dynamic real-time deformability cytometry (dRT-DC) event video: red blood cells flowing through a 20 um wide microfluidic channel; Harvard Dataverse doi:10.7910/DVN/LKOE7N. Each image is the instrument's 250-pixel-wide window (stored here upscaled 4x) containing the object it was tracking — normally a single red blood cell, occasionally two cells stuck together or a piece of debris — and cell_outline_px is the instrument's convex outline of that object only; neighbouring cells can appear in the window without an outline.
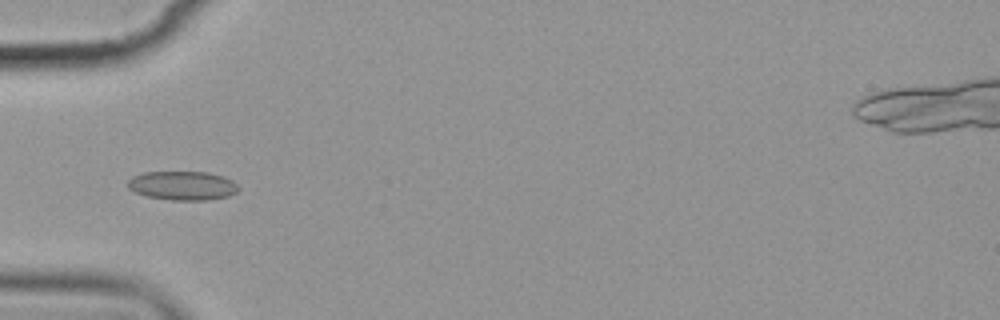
{"species": "common noctule bat (a hibernating species)", "species_latin": "Nyctalus noctula", "temperature_condition": "cold", "stored_images_in_passage": 9, "camera_frame_rate_fps": 3000, "um_per_image_px": 0.085, "animal": {"sex": "female", "body_mass_g": 19.9}, "frame": {"image": 1, "passage_image": 6, "time_ms": 6.0, "image_size_px": [1000, 320], "cell_outline_px": [[240, 188], [236, 192], [228, 196], [208, 200], [172, 200], [148, 196], [136, 192], [128, 188], [128, 180], [132, 176], [144, 172], [208, 172], [224, 176], [232, 180]], "centroid_in_image_um": [15.53, 15.77], "position_along_channel_um": 69.5, "area_um2": 18.67}}
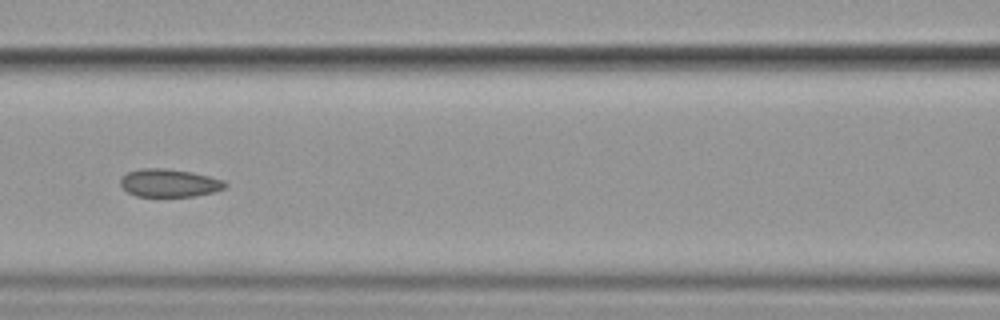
{"frame": {"image": 2, "passage_image": 8, "time_ms": 8.333, "image_size_px": [1000, 320], "cell_outline_px": [[228, 184], [224, 188], [212, 192], [192, 196], [136, 196], [128, 192], [120, 184], [120, 180], [128, 172], [140, 168], [164, 168], [192, 172], [224, 180]], "centroid_in_image_um": [14.38, 15.54], "position_along_channel_um": 152.2, "area_um2": 16.88}}
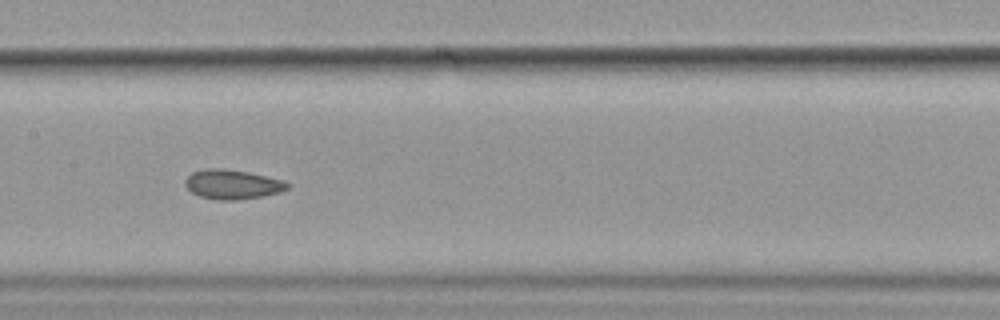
{"frame": {"image": 3, "passage_image": 9, "time_ms": 9.333, "image_size_px": [1000, 320], "cell_outline_px": [[288, 188], [280, 192], [260, 196], [232, 200], [216, 200], [200, 196], [192, 192], [184, 184], [184, 180], [192, 172], [204, 168], [224, 168], [248, 172], [284, 180], [288, 184]], "centroid_in_image_um": [19.72, 15.65], "position_along_channel_um": 187.7, "area_um2": 17.46}}